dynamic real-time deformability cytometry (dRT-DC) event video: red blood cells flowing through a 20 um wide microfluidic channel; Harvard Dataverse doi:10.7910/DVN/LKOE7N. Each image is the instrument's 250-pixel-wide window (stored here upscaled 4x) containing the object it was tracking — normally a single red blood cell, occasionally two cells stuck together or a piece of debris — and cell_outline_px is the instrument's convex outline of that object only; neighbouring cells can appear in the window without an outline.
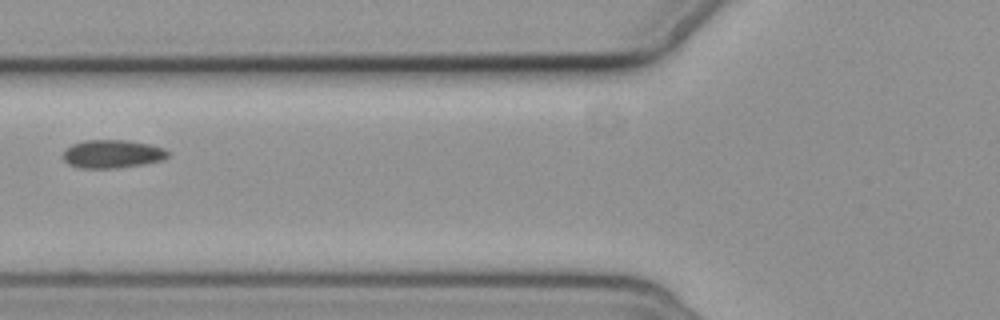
{"species": "common noctule bat (a hibernating species)", "species_latin": "Nyctalus noctula", "temperature_condition": "cold", "stored_images_in_passage": 3, "camera_frame_rate_fps": 3000, "um_per_image_px": 0.085, "animal": {"sex": "female", "body_mass_g": 19.3, "forearm_length_mm": 54.1}, "frame": {"image": 1, "passage_image": 3, "time_ms": 2.667, "image_size_px": [1000, 320], "cell_outline_px": [[168, 156], [164, 160], [144, 164], [116, 168], [80, 168], [68, 164], [64, 160], [64, 152], [72, 144], [84, 140], [128, 140], [152, 144], [164, 148], [168, 152]], "centroid_in_image_um": [9.58, 13.08], "position_along_channel_um": 116.2, "area_um2": 17.34}}